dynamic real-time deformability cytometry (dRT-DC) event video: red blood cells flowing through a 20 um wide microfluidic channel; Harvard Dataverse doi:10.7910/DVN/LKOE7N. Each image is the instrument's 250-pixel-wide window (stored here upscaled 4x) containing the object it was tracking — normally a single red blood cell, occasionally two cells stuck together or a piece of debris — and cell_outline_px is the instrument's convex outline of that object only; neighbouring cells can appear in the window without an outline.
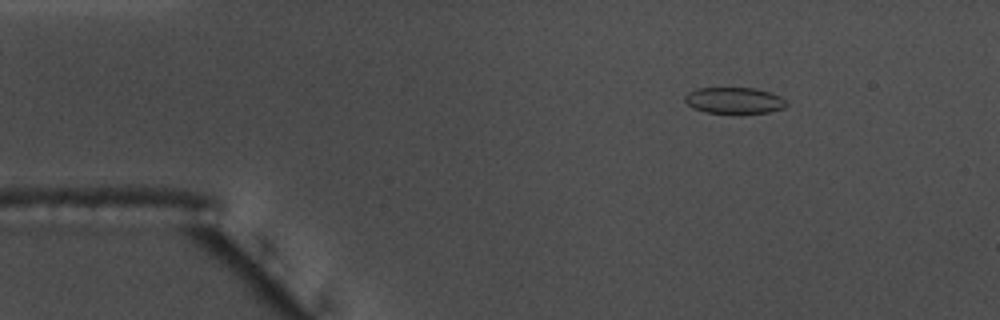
{"species": "common noctule bat (a hibernating species)", "species_latin": "Nyctalus noctula", "temperature_condition": "warm", "stored_images_in_passage": 48, "camera_frame_rate_fps": 3000, "um_per_image_px": 0.085, "animal": {"sex": "male", "body_mass_g": 17.5, "forearm_length_mm": 52.3}, "frame": {"image": 1, "passage_image": 1, "time_ms": 0.0, "image_size_px": [1000, 320], "cell_outline_px": [[788, 104], [784, 108], [768, 112], [744, 116], [740, 116], [704, 112], [692, 108], [684, 100], [684, 96], [688, 92], [700, 88], [756, 88], [772, 92], [780, 96]], "centroid_in_image_um": [62.43, 8.59], "position_along_channel_um": 22.6, "area_um2": 16.36}}
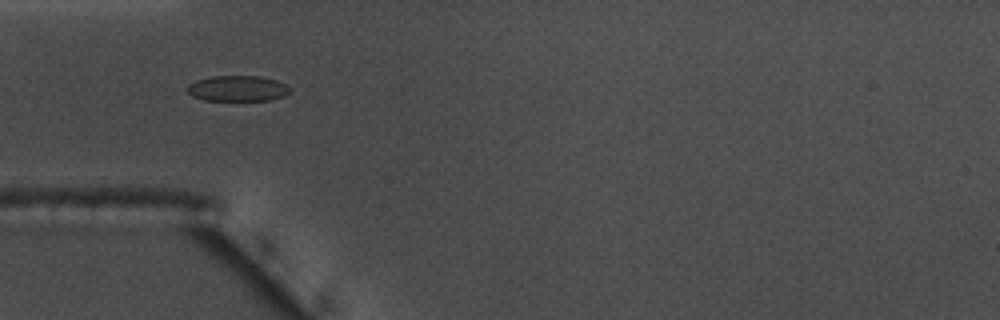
{"frame": {"image": 2, "passage_image": 10, "time_ms": 3.0, "image_size_px": [1000, 320], "cell_outline_px": [[292, 88], [284, 96], [272, 100], [204, 100], [192, 96], [188, 92], [188, 84], [196, 80], [212, 76], [260, 76], [276, 80]], "centroid_in_image_um": [20.2, 7.52], "position_along_channel_um": 64.8, "area_um2": 15.32}}
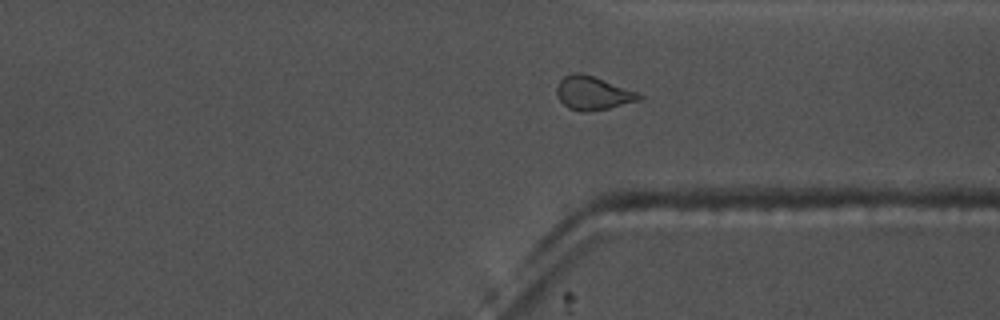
{"frame": {"image": 3, "passage_image": 34, "time_ms": 11.0, "image_size_px": [1000, 320], "cell_outline_px": [[644, 96], [640, 100], [608, 108], [584, 112], [580, 112], [568, 108], [556, 96], [556, 88], [560, 80], [564, 76], [572, 72], [580, 72], [640, 92]], "centroid_in_image_um": [50.39, 7.91], "position_along_channel_um": 361.0, "area_um2": 16.18}, "authors_computed_cell_mechanics": {"area_um2": 16.0106, "velocity_mm_per_s": 3.7066, "shape_relaxation_time_tau1_ms": null, "shape_relaxation_time_tau2_ms": 1.3553, "deformation_change_tau1": null, "deformation_change_tau2": 0.0615}}